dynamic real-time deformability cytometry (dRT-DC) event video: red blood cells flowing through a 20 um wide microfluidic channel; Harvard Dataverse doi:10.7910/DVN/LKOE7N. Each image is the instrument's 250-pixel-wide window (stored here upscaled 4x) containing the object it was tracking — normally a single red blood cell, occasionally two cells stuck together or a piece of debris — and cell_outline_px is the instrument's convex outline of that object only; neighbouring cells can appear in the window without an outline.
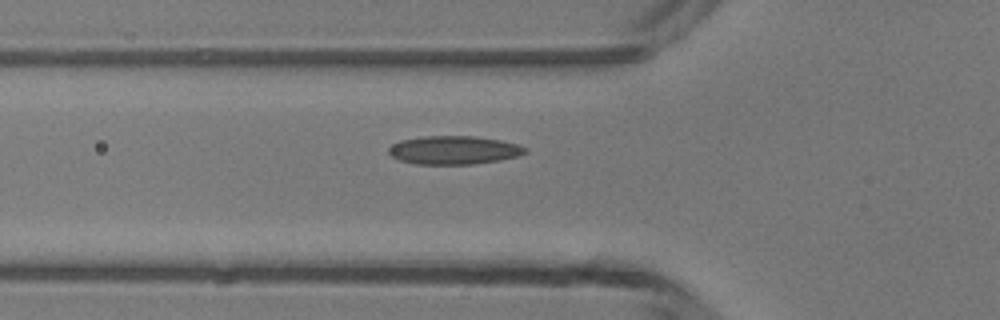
{"species": "common noctule bat (a hibernating species)", "species_latin": "Nyctalus noctula", "temperature_condition": "room temperature", "stored_images_in_passage": 3, "camera_frame_rate_fps": 3000, "um_per_image_px": 0.085, "animal": {"sex": "male", "body_mass_g": 13.3}, "frame": {"image": 1, "passage_image": 3, "time_ms": 2.333, "image_size_px": [1000, 320], "cell_outline_px": [[528, 152], [516, 156], [496, 160], [472, 164], [416, 164], [400, 160], [392, 156], [388, 152], [388, 148], [392, 144], [400, 140], [424, 136], [472, 136], [500, 140], [516, 144], [528, 148]], "centroid_in_image_um": [38.55, 12.75], "position_along_channel_um": 87.3, "area_um2": 22.43}}